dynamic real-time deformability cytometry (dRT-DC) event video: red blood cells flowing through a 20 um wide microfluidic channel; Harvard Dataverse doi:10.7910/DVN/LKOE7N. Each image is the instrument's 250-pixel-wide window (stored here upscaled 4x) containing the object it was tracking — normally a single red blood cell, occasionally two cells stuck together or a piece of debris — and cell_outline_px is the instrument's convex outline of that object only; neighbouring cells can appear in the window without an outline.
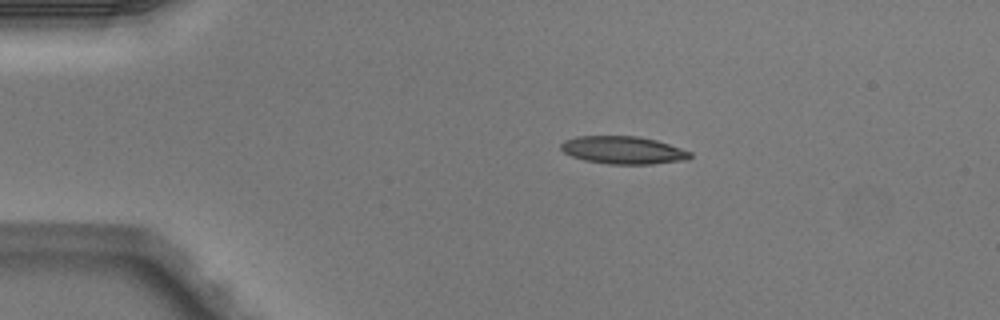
{"species": "Egyptian fruit bat (a non-hibernating species)", "species_latin": "Rousettus aegyptiacus", "temperature_condition": "warm", "stored_images_in_passage": 3, "camera_frame_rate_fps": 3000, "um_per_image_px": 0.085, "animal": {"sex": "male"}, "frame": {"image": 1, "passage_image": 1, "time_ms": 0.0, "image_size_px": [1000, 320], "cell_outline_px": [[692, 156], [688, 160], [652, 164], [608, 164], [584, 160], [572, 156], [564, 152], [560, 148], [560, 144], [564, 140], [576, 136], [640, 136], [656, 140], [692, 152]], "centroid_in_image_um": [52.97, 12.76], "position_along_channel_um": 32.0, "area_um2": 20.98}}
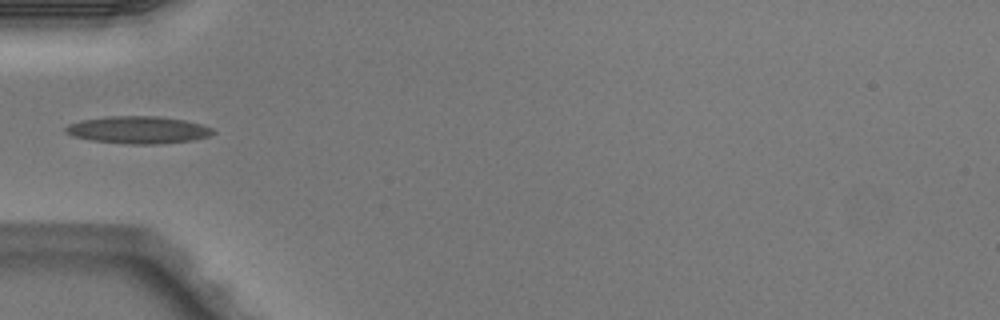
{"frame": {"image": 2, "passage_image": 3, "time_ms": 0.667, "image_size_px": [1000, 320], "cell_outline_px": [[216, 132], [208, 136], [192, 140], [160, 144], [128, 144], [92, 140], [72, 136], [64, 132], [64, 128], [68, 124], [80, 120], [108, 116], [156, 116], [184, 120], [200, 124], [212, 128]], "centroid_in_image_um": [11.71, 11.04], "position_along_channel_um": 73.3, "area_um2": 23.47}}